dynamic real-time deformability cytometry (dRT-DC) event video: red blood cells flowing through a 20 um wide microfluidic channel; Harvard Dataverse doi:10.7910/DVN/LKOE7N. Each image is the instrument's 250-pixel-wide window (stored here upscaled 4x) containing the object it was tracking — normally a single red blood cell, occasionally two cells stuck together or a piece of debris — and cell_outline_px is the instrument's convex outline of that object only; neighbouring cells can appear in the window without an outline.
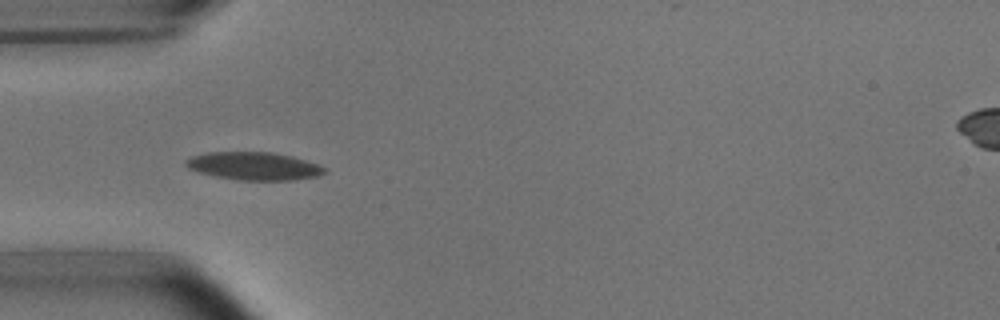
{"species": "common noctule bat (a hibernating species)", "species_latin": "Nyctalus noctula", "temperature_condition": "room temperature", "stored_images_in_passage": 5, "camera_frame_rate_fps": 3000, "um_per_image_px": 0.085, "animal": {"sex": "male", "body_mass_g": 15.6}, "frame": {"image": 1, "passage_image": 5, "time_ms": 1.333, "image_size_px": [1000, 320], "cell_outline_px": [[328, 172], [320, 176], [292, 180], [236, 180], [212, 176], [196, 172], [188, 168], [184, 164], [184, 160], [192, 156], [208, 152], [272, 152], [292, 156], [320, 164], [328, 168]], "centroid_in_image_um": [21.6, 14.12], "position_along_channel_um": 63.4, "area_um2": 23.06}}